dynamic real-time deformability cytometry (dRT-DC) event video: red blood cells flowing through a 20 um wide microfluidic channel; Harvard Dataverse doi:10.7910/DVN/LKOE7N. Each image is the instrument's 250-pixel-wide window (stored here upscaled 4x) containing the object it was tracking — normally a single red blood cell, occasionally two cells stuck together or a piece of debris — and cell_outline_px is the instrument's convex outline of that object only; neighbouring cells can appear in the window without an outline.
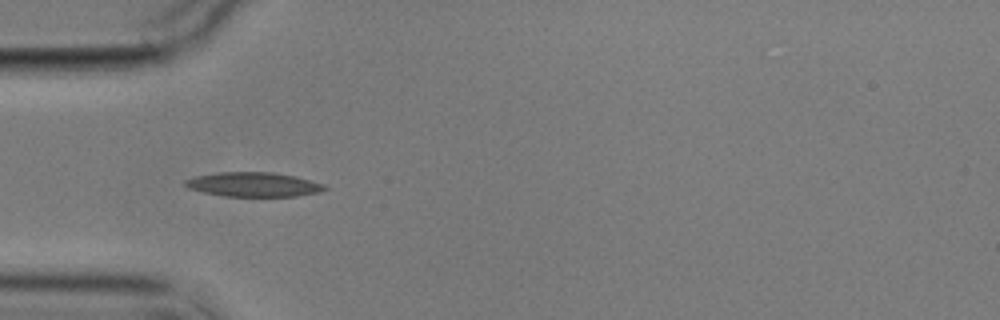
{"species": "common noctule bat (a hibernating species)", "species_latin": "Nyctalus noctula", "temperature_condition": "cold", "stored_images_in_passage": 2, "camera_frame_rate_fps": 3000, "um_per_image_px": 0.085, "animal": {"sex": "male", "body_mass_g": 17.9}, "frame": {"image": 1, "passage_image": 1, "time_ms": 0.0, "image_size_px": [1000, 320], "cell_outline_px": [[328, 188], [320, 192], [296, 196], [224, 196], [204, 192], [188, 188], [184, 184], [184, 180], [196, 176], [220, 172], [272, 172], [296, 176], [324, 184]], "centroid_in_image_um": [21.56, 15.68], "position_along_channel_um": 63.4, "area_um2": 19.77}}
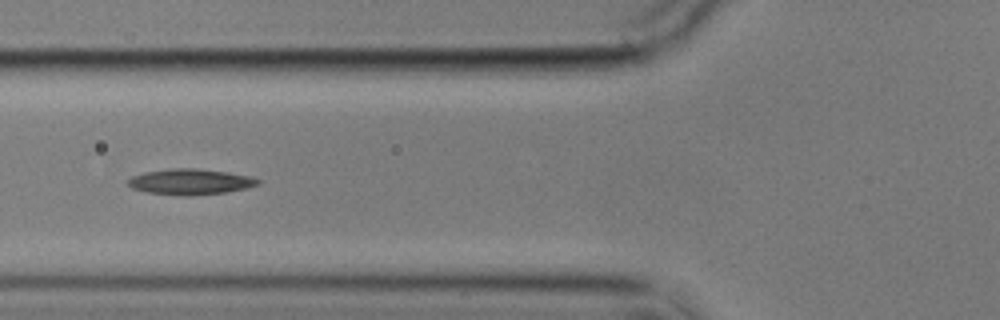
{"frame": {"image": 2, "passage_image": 2, "time_ms": 1.333, "image_size_px": [1000, 320], "cell_outline_px": [[260, 184], [244, 188], [224, 192], [188, 196], [184, 196], [148, 192], [132, 188], [128, 184], [128, 180], [132, 176], [144, 172], [176, 168], [196, 168], [228, 172], [252, 176], [260, 180]], "centroid_in_image_um": [16.19, 15.44], "position_along_channel_um": 109.6, "area_um2": 19.31}}